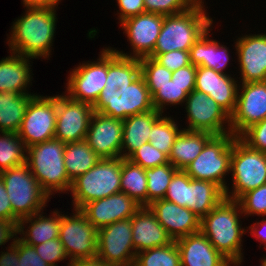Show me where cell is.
I'll list each match as a JSON object with an SVG mask.
<instances>
[{"label": "cell", "mask_w": 266, "mask_h": 266, "mask_svg": "<svg viewBox=\"0 0 266 266\" xmlns=\"http://www.w3.org/2000/svg\"><path fill=\"white\" fill-rule=\"evenodd\" d=\"M92 106L94 112L119 120L153 110L140 59L121 56L107 47V80Z\"/></svg>", "instance_id": "1"}, {"label": "cell", "mask_w": 266, "mask_h": 266, "mask_svg": "<svg viewBox=\"0 0 266 266\" xmlns=\"http://www.w3.org/2000/svg\"><path fill=\"white\" fill-rule=\"evenodd\" d=\"M24 7V15L13 21L7 36L9 51L28 58L49 59L57 28L58 6Z\"/></svg>", "instance_id": "2"}, {"label": "cell", "mask_w": 266, "mask_h": 266, "mask_svg": "<svg viewBox=\"0 0 266 266\" xmlns=\"http://www.w3.org/2000/svg\"><path fill=\"white\" fill-rule=\"evenodd\" d=\"M242 216L238 201L224 198L201 219L200 231L229 261L244 257L242 236L247 229L242 227Z\"/></svg>", "instance_id": "3"}, {"label": "cell", "mask_w": 266, "mask_h": 266, "mask_svg": "<svg viewBox=\"0 0 266 266\" xmlns=\"http://www.w3.org/2000/svg\"><path fill=\"white\" fill-rule=\"evenodd\" d=\"M204 5V2H198L182 13L164 16L153 53L189 51L214 22Z\"/></svg>", "instance_id": "4"}, {"label": "cell", "mask_w": 266, "mask_h": 266, "mask_svg": "<svg viewBox=\"0 0 266 266\" xmlns=\"http://www.w3.org/2000/svg\"><path fill=\"white\" fill-rule=\"evenodd\" d=\"M66 143L56 138L49 139L27 148L26 163L41 188L50 196L68 193L72 181L64 165Z\"/></svg>", "instance_id": "5"}, {"label": "cell", "mask_w": 266, "mask_h": 266, "mask_svg": "<svg viewBox=\"0 0 266 266\" xmlns=\"http://www.w3.org/2000/svg\"><path fill=\"white\" fill-rule=\"evenodd\" d=\"M122 163V157L100 159L93 168L73 180L69 191L73 209L121 192Z\"/></svg>", "instance_id": "6"}, {"label": "cell", "mask_w": 266, "mask_h": 266, "mask_svg": "<svg viewBox=\"0 0 266 266\" xmlns=\"http://www.w3.org/2000/svg\"><path fill=\"white\" fill-rule=\"evenodd\" d=\"M230 174L232 188L227 186L225 198L238 200L244 193L266 184V153L250 148L239 137H235Z\"/></svg>", "instance_id": "7"}, {"label": "cell", "mask_w": 266, "mask_h": 266, "mask_svg": "<svg viewBox=\"0 0 266 266\" xmlns=\"http://www.w3.org/2000/svg\"><path fill=\"white\" fill-rule=\"evenodd\" d=\"M12 212L20 220L44 211L50 196L41 188L27 163L0 173Z\"/></svg>", "instance_id": "8"}, {"label": "cell", "mask_w": 266, "mask_h": 266, "mask_svg": "<svg viewBox=\"0 0 266 266\" xmlns=\"http://www.w3.org/2000/svg\"><path fill=\"white\" fill-rule=\"evenodd\" d=\"M234 138L232 133L214 135L184 171L192 179L212 181L225 191L228 186L225 178L230 174Z\"/></svg>", "instance_id": "9"}, {"label": "cell", "mask_w": 266, "mask_h": 266, "mask_svg": "<svg viewBox=\"0 0 266 266\" xmlns=\"http://www.w3.org/2000/svg\"><path fill=\"white\" fill-rule=\"evenodd\" d=\"M73 215L61 212L59 238L71 261L97 256L98 229L88 220L80 209H72Z\"/></svg>", "instance_id": "10"}, {"label": "cell", "mask_w": 266, "mask_h": 266, "mask_svg": "<svg viewBox=\"0 0 266 266\" xmlns=\"http://www.w3.org/2000/svg\"><path fill=\"white\" fill-rule=\"evenodd\" d=\"M184 105L188 126L182 128L183 130L207 132L213 135L231 133L230 116L205 93L191 91Z\"/></svg>", "instance_id": "11"}, {"label": "cell", "mask_w": 266, "mask_h": 266, "mask_svg": "<svg viewBox=\"0 0 266 266\" xmlns=\"http://www.w3.org/2000/svg\"><path fill=\"white\" fill-rule=\"evenodd\" d=\"M56 95H36L30 102L17 132L26 148L54 138Z\"/></svg>", "instance_id": "12"}, {"label": "cell", "mask_w": 266, "mask_h": 266, "mask_svg": "<svg viewBox=\"0 0 266 266\" xmlns=\"http://www.w3.org/2000/svg\"><path fill=\"white\" fill-rule=\"evenodd\" d=\"M107 80V47L100 51L97 61L80 63L67 77L65 94L71 99L93 105ZM67 92V93H66Z\"/></svg>", "instance_id": "13"}, {"label": "cell", "mask_w": 266, "mask_h": 266, "mask_svg": "<svg viewBox=\"0 0 266 266\" xmlns=\"http://www.w3.org/2000/svg\"><path fill=\"white\" fill-rule=\"evenodd\" d=\"M97 256L112 266L134 265L131 218L98 229Z\"/></svg>", "instance_id": "14"}, {"label": "cell", "mask_w": 266, "mask_h": 266, "mask_svg": "<svg viewBox=\"0 0 266 266\" xmlns=\"http://www.w3.org/2000/svg\"><path fill=\"white\" fill-rule=\"evenodd\" d=\"M62 94H56L57 117L54 138L64 143L84 140L94 113L93 106L73 100L64 92Z\"/></svg>", "instance_id": "15"}, {"label": "cell", "mask_w": 266, "mask_h": 266, "mask_svg": "<svg viewBox=\"0 0 266 266\" xmlns=\"http://www.w3.org/2000/svg\"><path fill=\"white\" fill-rule=\"evenodd\" d=\"M164 15L144 12L142 14L129 17L119 25L124 29L131 52L117 50L111 47L117 54L124 57L138 58L149 57L155 48L156 40L160 34Z\"/></svg>", "instance_id": "16"}, {"label": "cell", "mask_w": 266, "mask_h": 266, "mask_svg": "<svg viewBox=\"0 0 266 266\" xmlns=\"http://www.w3.org/2000/svg\"><path fill=\"white\" fill-rule=\"evenodd\" d=\"M266 118V81L240 83L236 107L230 116L231 133L239 137L251 125Z\"/></svg>", "instance_id": "17"}, {"label": "cell", "mask_w": 266, "mask_h": 266, "mask_svg": "<svg viewBox=\"0 0 266 266\" xmlns=\"http://www.w3.org/2000/svg\"><path fill=\"white\" fill-rule=\"evenodd\" d=\"M234 44L240 67L239 83L266 81V33L245 34Z\"/></svg>", "instance_id": "18"}, {"label": "cell", "mask_w": 266, "mask_h": 266, "mask_svg": "<svg viewBox=\"0 0 266 266\" xmlns=\"http://www.w3.org/2000/svg\"><path fill=\"white\" fill-rule=\"evenodd\" d=\"M123 120L94 112L91 116L86 142L101 158L121 157Z\"/></svg>", "instance_id": "19"}, {"label": "cell", "mask_w": 266, "mask_h": 266, "mask_svg": "<svg viewBox=\"0 0 266 266\" xmlns=\"http://www.w3.org/2000/svg\"><path fill=\"white\" fill-rule=\"evenodd\" d=\"M140 207L141 205L133 198L119 192L99 200L90 201L80 210L99 229L116 221L131 218Z\"/></svg>", "instance_id": "20"}, {"label": "cell", "mask_w": 266, "mask_h": 266, "mask_svg": "<svg viewBox=\"0 0 266 266\" xmlns=\"http://www.w3.org/2000/svg\"><path fill=\"white\" fill-rule=\"evenodd\" d=\"M233 74H221L211 68L197 66L195 90L213 98L231 116L236 107L239 82ZM238 83V84H237Z\"/></svg>", "instance_id": "21"}, {"label": "cell", "mask_w": 266, "mask_h": 266, "mask_svg": "<svg viewBox=\"0 0 266 266\" xmlns=\"http://www.w3.org/2000/svg\"><path fill=\"white\" fill-rule=\"evenodd\" d=\"M173 241L201 230V218L186 207L166 199L148 205Z\"/></svg>", "instance_id": "22"}, {"label": "cell", "mask_w": 266, "mask_h": 266, "mask_svg": "<svg viewBox=\"0 0 266 266\" xmlns=\"http://www.w3.org/2000/svg\"><path fill=\"white\" fill-rule=\"evenodd\" d=\"M131 224L132 242L136 254L173 242L149 206H141L131 217Z\"/></svg>", "instance_id": "23"}, {"label": "cell", "mask_w": 266, "mask_h": 266, "mask_svg": "<svg viewBox=\"0 0 266 266\" xmlns=\"http://www.w3.org/2000/svg\"><path fill=\"white\" fill-rule=\"evenodd\" d=\"M175 242L180 251L181 266H227L229 262L201 231Z\"/></svg>", "instance_id": "24"}, {"label": "cell", "mask_w": 266, "mask_h": 266, "mask_svg": "<svg viewBox=\"0 0 266 266\" xmlns=\"http://www.w3.org/2000/svg\"><path fill=\"white\" fill-rule=\"evenodd\" d=\"M0 60V92H13L19 94L37 95L30 93L33 76L31 61L28 58L13 52Z\"/></svg>", "instance_id": "25"}, {"label": "cell", "mask_w": 266, "mask_h": 266, "mask_svg": "<svg viewBox=\"0 0 266 266\" xmlns=\"http://www.w3.org/2000/svg\"><path fill=\"white\" fill-rule=\"evenodd\" d=\"M212 27L208 28L190 48V63L194 66H204L221 74H226V69L231 64L229 62L230 49L222 43L220 44L216 39L210 38L209 33L212 31Z\"/></svg>", "instance_id": "26"}, {"label": "cell", "mask_w": 266, "mask_h": 266, "mask_svg": "<svg viewBox=\"0 0 266 266\" xmlns=\"http://www.w3.org/2000/svg\"><path fill=\"white\" fill-rule=\"evenodd\" d=\"M43 213L44 212L41 211L30 217L19 220L17 234L20 235L18 238L21 241L28 245L35 246L59 237L61 225L60 211L55 209L51 212L52 215H49V217L47 215L45 216ZM25 226L28 227L25 229Z\"/></svg>", "instance_id": "27"}, {"label": "cell", "mask_w": 266, "mask_h": 266, "mask_svg": "<svg viewBox=\"0 0 266 266\" xmlns=\"http://www.w3.org/2000/svg\"><path fill=\"white\" fill-rule=\"evenodd\" d=\"M164 114L155 109L123 120L121 157L127 159L135 150L148 142L152 126Z\"/></svg>", "instance_id": "28"}, {"label": "cell", "mask_w": 266, "mask_h": 266, "mask_svg": "<svg viewBox=\"0 0 266 266\" xmlns=\"http://www.w3.org/2000/svg\"><path fill=\"white\" fill-rule=\"evenodd\" d=\"M225 198L224 190L212 181L192 179L188 175L186 208L203 218Z\"/></svg>", "instance_id": "29"}, {"label": "cell", "mask_w": 266, "mask_h": 266, "mask_svg": "<svg viewBox=\"0 0 266 266\" xmlns=\"http://www.w3.org/2000/svg\"><path fill=\"white\" fill-rule=\"evenodd\" d=\"M213 136L207 132L182 130L171 148L168 156L169 163L178 170H184L198 157Z\"/></svg>", "instance_id": "30"}, {"label": "cell", "mask_w": 266, "mask_h": 266, "mask_svg": "<svg viewBox=\"0 0 266 266\" xmlns=\"http://www.w3.org/2000/svg\"><path fill=\"white\" fill-rule=\"evenodd\" d=\"M36 95L0 92V131L17 133L29 102Z\"/></svg>", "instance_id": "31"}, {"label": "cell", "mask_w": 266, "mask_h": 266, "mask_svg": "<svg viewBox=\"0 0 266 266\" xmlns=\"http://www.w3.org/2000/svg\"><path fill=\"white\" fill-rule=\"evenodd\" d=\"M100 159L85 139L66 143L65 145L64 165L71 181L93 168Z\"/></svg>", "instance_id": "32"}, {"label": "cell", "mask_w": 266, "mask_h": 266, "mask_svg": "<svg viewBox=\"0 0 266 266\" xmlns=\"http://www.w3.org/2000/svg\"><path fill=\"white\" fill-rule=\"evenodd\" d=\"M120 185L122 193L147 206V177L142 166L123 158Z\"/></svg>", "instance_id": "33"}, {"label": "cell", "mask_w": 266, "mask_h": 266, "mask_svg": "<svg viewBox=\"0 0 266 266\" xmlns=\"http://www.w3.org/2000/svg\"><path fill=\"white\" fill-rule=\"evenodd\" d=\"M147 87L152 96L154 109L161 113H164V109H167L165 106H182L188 94L195 90V86H179L172 80L165 85H147Z\"/></svg>", "instance_id": "34"}, {"label": "cell", "mask_w": 266, "mask_h": 266, "mask_svg": "<svg viewBox=\"0 0 266 266\" xmlns=\"http://www.w3.org/2000/svg\"><path fill=\"white\" fill-rule=\"evenodd\" d=\"M27 148L17 133L0 131V173L26 163Z\"/></svg>", "instance_id": "35"}, {"label": "cell", "mask_w": 266, "mask_h": 266, "mask_svg": "<svg viewBox=\"0 0 266 266\" xmlns=\"http://www.w3.org/2000/svg\"><path fill=\"white\" fill-rule=\"evenodd\" d=\"M133 266H181L180 251L175 241L136 254Z\"/></svg>", "instance_id": "36"}, {"label": "cell", "mask_w": 266, "mask_h": 266, "mask_svg": "<svg viewBox=\"0 0 266 266\" xmlns=\"http://www.w3.org/2000/svg\"><path fill=\"white\" fill-rule=\"evenodd\" d=\"M179 123L171 116H162L153 126L149 133L150 144L159 151L169 156L171 148L178 134L183 130Z\"/></svg>", "instance_id": "37"}, {"label": "cell", "mask_w": 266, "mask_h": 266, "mask_svg": "<svg viewBox=\"0 0 266 266\" xmlns=\"http://www.w3.org/2000/svg\"><path fill=\"white\" fill-rule=\"evenodd\" d=\"M177 170L170 163L145 169L147 177V206L155 200L164 199L170 181Z\"/></svg>", "instance_id": "38"}, {"label": "cell", "mask_w": 266, "mask_h": 266, "mask_svg": "<svg viewBox=\"0 0 266 266\" xmlns=\"http://www.w3.org/2000/svg\"><path fill=\"white\" fill-rule=\"evenodd\" d=\"M237 201L245 217H266V184L244 193Z\"/></svg>", "instance_id": "39"}, {"label": "cell", "mask_w": 266, "mask_h": 266, "mask_svg": "<svg viewBox=\"0 0 266 266\" xmlns=\"http://www.w3.org/2000/svg\"><path fill=\"white\" fill-rule=\"evenodd\" d=\"M130 162L142 166L144 169L154 168L169 163L168 156L146 142L135 150L128 158Z\"/></svg>", "instance_id": "40"}, {"label": "cell", "mask_w": 266, "mask_h": 266, "mask_svg": "<svg viewBox=\"0 0 266 266\" xmlns=\"http://www.w3.org/2000/svg\"><path fill=\"white\" fill-rule=\"evenodd\" d=\"M196 3L197 0H144L145 12L164 16L182 13Z\"/></svg>", "instance_id": "41"}, {"label": "cell", "mask_w": 266, "mask_h": 266, "mask_svg": "<svg viewBox=\"0 0 266 266\" xmlns=\"http://www.w3.org/2000/svg\"><path fill=\"white\" fill-rule=\"evenodd\" d=\"M140 67L146 85H165L172 80V72L151 57L141 58Z\"/></svg>", "instance_id": "42"}, {"label": "cell", "mask_w": 266, "mask_h": 266, "mask_svg": "<svg viewBox=\"0 0 266 266\" xmlns=\"http://www.w3.org/2000/svg\"><path fill=\"white\" fill-rule=\"evenodd\" d=\"M188 195V174L184 170H177L168 186L164 199L179 206L186 207Z\"/></svg>", "instance_id": "43"}, {"label": "cell", "mask_w": 266, "mask_h": 266, "mask_svg": "<svg viewBox=\"0 0 266 266\" xmlns=\"http://www.w3.org/2000/svg\"><path fill=\"white\" fill-rule=\"evenodd\" d=\"M35 251L50 266H58L57 262L69 260L60 238L51 239L34 246Z\"/></svg>", "instance_id": "44"}, {"label": "cell", "mask_w": 266, "mask_h": 266, "mask_svg": "<svg viewBox=\"0 0 266 266\" xmlns=\"http://www.w3.org/2000/svg\"><path fill=\"white\" fill-rule=\"evenodd\" d=\"M149 57L171 72L191 64L189 51L174 50L166 53H152Z\"/></svg>", "instance_id": "45"}, {"label": "cell", "mask_w": 266, "mask_h": 266, "mask_svg": "<svg viewBox=\"0 0 266 266\" xmlns=\"http://www.w3.org/2000/svg\"><path fill=\"white\" fill-rule=\"evenodd\" d=\"M239 138L250 148L266 153V118L251 125Z\"/></svg>", "instance_id": "46"}, {"label": "cell", "mask_w": 266, "mask_h": 266, "mask_svg": "<svg viewBox=\"0 0 266 266\" xmlns=\"http://www.w3.org/2000/svg\"><path fill=\"white\" fill-rule=\"evenodd\" d=\"M17 248L19 250L20 266H50L34 249V246L21 241L17 236Z\"/></svg>", "instance_id": "47"}, {"label": "cell", "mask_w": 266, "mask_h": 266, "mask_svg": "<svg viewBox=\"0 0 266 266\" xmlns=\"http://www.w3.org/2000/svg\"><path fill=\"white\" fill-rule=\"evenodd\" d=\"M119 12L117 16L121 23L123 20L145 12L144 0H116Z\"/></svg>", "instance_id": "48"}, {"label": "cell", "mask_w": 266, "mask_h": 266, "mask_svg": "<svg viewBox=\"0 0 266 266\" xmlns=\"http://www.w3.org/2000/svg\"><path fill=\"white\" fill-rule=\"evenodd\" d=\"M0 219L12 221L18 225L19 219L13 214L10 199L0 174Z\"/></svg>", "instance_id": "49"}, {"label": "cell", "mask_w": 266, "mask_h": 266, "mask_svg": "<svg viewBox=\"0 0 266 266\" xmlns=\"http://www.w3.org/2000/svg\"><path fill=\"white\" fill-rule=\"evenodd\" d=\"M197 66L190 64L172 72V81L179 86H195Z\"/></svg>", "instance_id": "50"}, {"label": "cell", "mask_w": 266, "mask_h": 266, "mask_svg": "<svg viewBox=\"0 0 266 266\" xmlns=\"http://www.w3.org/2000/svg\"><path fill=\"white\" fill-rule=\"evenodd\" d=\"M9 247L6 248V252L0 253V266H20L19 264V250L17 248V237L14 241L10 242Z\"/></svg>", "instance_id": "51"}, {"label": "cell", "mask_w": 266, "mask_h": 266, "mask_svg": "<svg viewBox=\"0 0 266 266\" xmlns=\"http://www.w3.org/2000/svg\"><path fill=\"white\" fill-rule=\"evenodd\" d=\"M17 225L12 221L0 219V247L9 240H15L17 237Z\"/></svg>", "instance_id": "52"}, {"label": "cell", "mask_w": 266, "mask_h": 266, "mask_svg": "<svg viewBox=\"0 0 266 266\" xmlns=\"http://www.w3.org/2000/svg\"><path fill=\"white\" fill-rule=\"evenodd\" d=\"M249 227V228H248ZM246 229L247 232L250 233V235L253 236L257 241H259L262 245H264V249H266V218L262 217V220L259 222L251 224V226H248Z\"/></svg>", "instance_id": "53"}, {"label": "cell", "mask_w": 266, "mask_h": 266, "mask_svg": "<svg viewBox=\"0 0 266 266\" xmlns=\"http://www.w3.org/2000/svg\"><path fill=\"white\" fill-rule=\"evenodd\" d=\"M69 266H112L102 260L99 256L85 258V259H77L71 261Z\"/></svg>", "instance_id": "54"}, {"label": "cell", "mask_w": 266, "mask_h": 266, "mask_svg": "<svg viewBox=\"0 0 266 266\" xmlns=\"http://www.w3.org/2000/svg\"><path fill=\"white\" fill-rule=\"evenodd\" d=\"M62 0H22L23 6H58Z\"/></svg>", "instance_id": "55"}, {"label": "cell", "mask_w": 266, "mask_h": 266, "mask_svg": "<svg viewBox=\"0 0 266 266\" xmlns=\"http://www.w3.org/2000/svg\"><path fill=\"white\" fill-rule=\"evenodd\" d=\"M243 262V257H240L238 259L229 261L227 266H240V264ZM260 266H264V256L263 258L260 260Z\"/></svg>", "instance_id": "56"}, {"label": "cell", "mask_w": 266, "mask_h": 266, "mask_svg": "<svg viewBox=\"0 0 266 266\" xmlns=\"http://www.w3.org/2000/svg\"><path fill=\"white\" fill-rule=\"evenodd\" d=\"M264 266H266V256L264 257Z\"/></svg>", "instance_id": "57"}]
</instances>
